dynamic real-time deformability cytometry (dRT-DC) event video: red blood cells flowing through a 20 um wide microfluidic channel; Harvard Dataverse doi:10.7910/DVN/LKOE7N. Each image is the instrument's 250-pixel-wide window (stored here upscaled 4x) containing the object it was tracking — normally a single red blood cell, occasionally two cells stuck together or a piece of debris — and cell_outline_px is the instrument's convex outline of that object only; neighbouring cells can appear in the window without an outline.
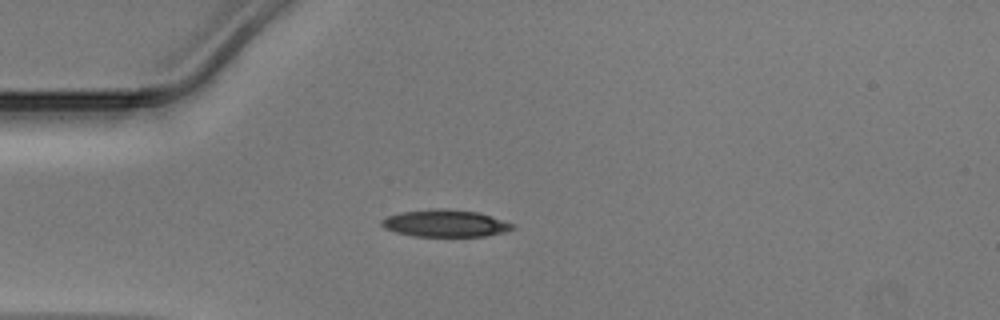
{"species": "Egyptian fruit bat (a non-hibernating species)", "species_latin": "Rousettus aegyptiacus", "temperature_condition": "warm", "stored_images_in_passage": 49, "camera_frame_rate_fps": 3000, "um_per_image_px": 0.085, "animal": {"sex": "male"}, "frame": {"image": 1, "passage_image": 13, "time_ms": 4.0, "image_size_px": [1000, 320], "cell_outline_px": [[516, 228], [504, 232], [484, 236], [412, 236], [396, 232], [384, 228], [380, 224], [380, 220], [388, 216], [400, 212], [436, 208], [444, 208], [480, 212], [516, 224]], "centroid_in_image_um": [37.87, 18.97], "position_along_channel_um": 47.1, "area_um2": 20.92}}
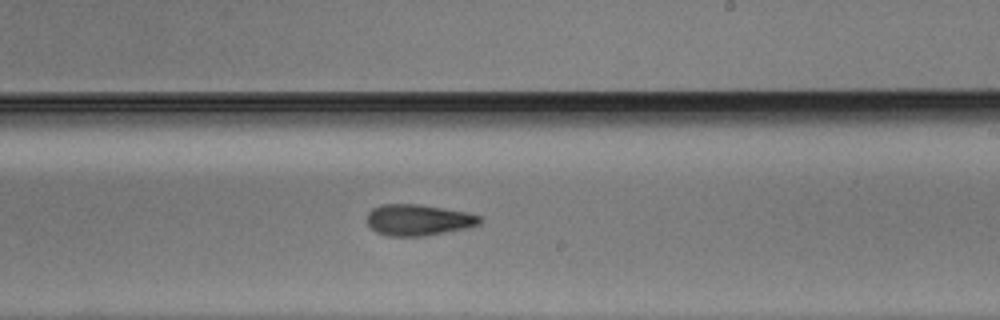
{"frame": {"image": 2, "passage_image": 29, "time_ms": 9.333, "image_size_px": [1000, 320], "cell_outline_px": [[484, 220], [480, 224], [468, 228], [424, 236], [388, 236], [376, 232], [364, 220], [368, 212], [372, 208], [384, 204], [420, 204], [468, 212], [480, 216]], "centroid_in_image_um": [35.56, 18.69], "position_along_channel_um": 253.4, "area_um2": 20.81}}
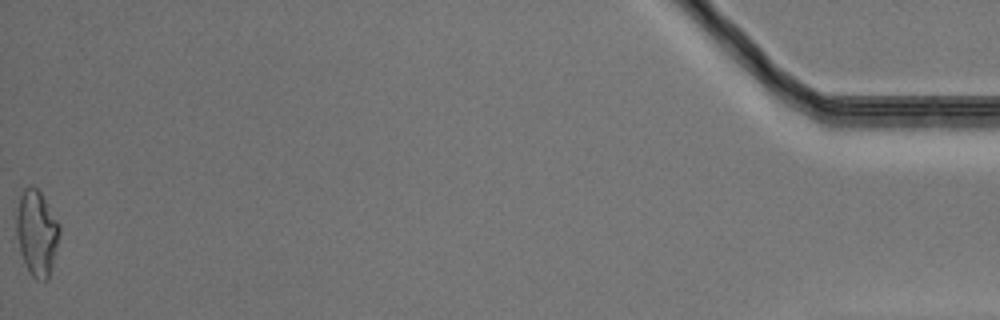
{"frame": {"image": 3, "passage_image": 49, "time_ms": 16.0, "image_size_px": [1000, 320], "cell_outline_px": [[60, 232], [48, 280], [36, 280], [28, 272], [20, 252], [16, 236], [16, 212], [20, 196], [24, 188], [32, 184], [40, 192], [60, 224]], "centroid_in_image_um": [3.1, 19.79], "position_along_channel_um": 432.1, "area_um2": 21.5}}